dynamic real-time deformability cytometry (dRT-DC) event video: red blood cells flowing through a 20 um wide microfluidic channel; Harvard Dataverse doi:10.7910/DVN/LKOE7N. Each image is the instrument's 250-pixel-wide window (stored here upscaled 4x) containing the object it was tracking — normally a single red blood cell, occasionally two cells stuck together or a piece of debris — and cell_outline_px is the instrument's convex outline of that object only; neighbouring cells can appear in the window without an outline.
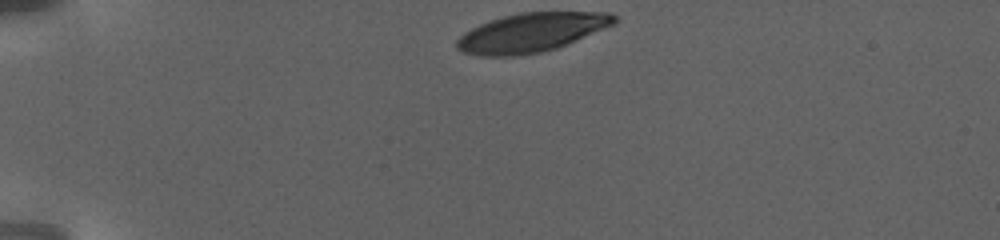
{"species": "human", "species_latin": "Homo sapiens", "temperature_condition": "warm", "stored_images_in_passage": 30, "camera_frame_rate_fps": 3000, "um_per_image_px": 0.085, "donor": {"sex": "female"}, "frame": {"image": 1, "passage_image": 1, "time_ms": 0.0, "image_size_px": [1000, 240], "cell_outline_px": [[620, 20], [616, 24], [556, 48], [540, 52], [512, 56], [480, 56], [464, 52], [456, 48], [456, 40], [464, 32], [480, 24], [504, 16], [520, 12], [608, 12], [616, 16]], "centroid_in_image_um": [45.19, 2.75], "position_along_channel_um": 39.8, "area_um2": 35.66}}
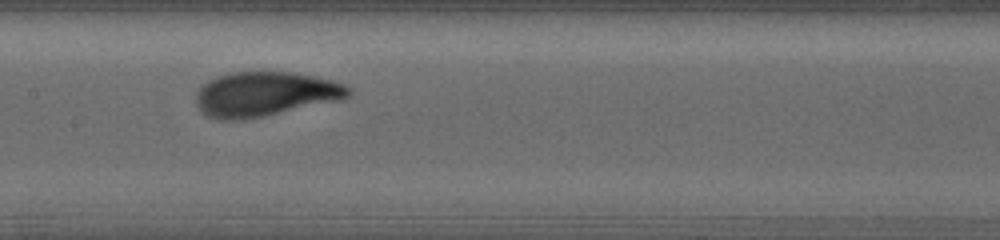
{"frame": {"image": 2, "passage_image": 16, "time_ms": 7.333, "image_size_px": [1000, 240], "cell_outline_px": [[352, 96], [340, 100], [240, 120], [224, 120], [208, 116], [196, 104], [196, 92], [208, 80], [216, 76], [228, 72], [296, 72], [332, 80], [344, 84], [352, 88]], "centroid_in_image_um": [22.56, 7.97], "position_along_channel_um": 184.8, "area_um2": 39.42}}
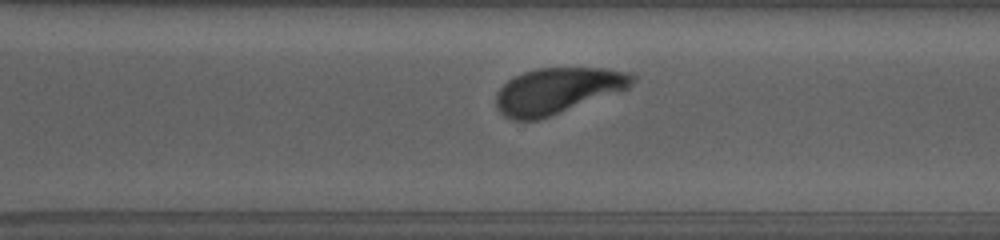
{"frame": {"image": 3, "passage_image": 23, "time_ms": 12.333, "image_size_px": [1000, 240], "cell_outline_px": [[636, 80], [628, 88], [548, 116], [536, 120], [512, 120], [504, 116], [496, 108], [496, 92], [508, 80], [524, 72], [536, 68], [604, 68], [632, 72], [636, 76]], "centroid_in_image_um": [47.37, 7.69], "position_along_channel_um": 323.2, "area_um2": 36.13}, "authors_computed_cell_mechanics": {"area_um2": 38.0902, "velocity_mm_per_s": 2.784, "shape_relaxation_time_tau1_ms": 3.1843, "shape_relaxation_time_tau2_ms": 2.4192, "deformation_change_tau1": 0.1625, "deformation_change_tau2": 0.0904}}